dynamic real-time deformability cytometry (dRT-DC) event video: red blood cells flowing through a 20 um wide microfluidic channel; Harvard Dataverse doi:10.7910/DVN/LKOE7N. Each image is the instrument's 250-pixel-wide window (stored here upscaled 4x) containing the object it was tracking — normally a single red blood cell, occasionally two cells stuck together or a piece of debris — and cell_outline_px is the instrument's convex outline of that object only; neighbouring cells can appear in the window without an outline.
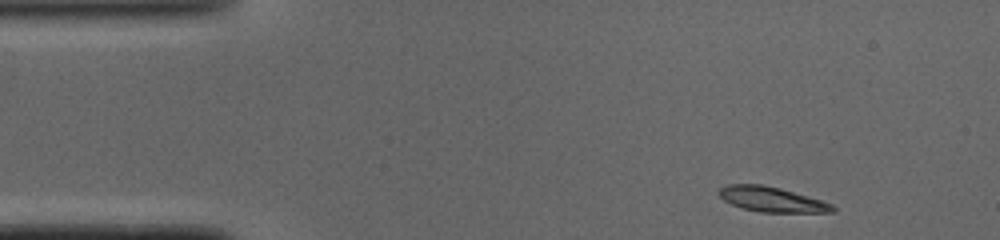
{"species": "common noctule bat (a hibernating species)", "species_latin": "Nyctalus noctula", "temperature_condition": "cold", "stored_images_in_passage": 44, "camera_frame_rate_fps": 3000, "um_per_image_px": 0.085, "animal": {"sex": "male", "body_mass_g": 19.0, "forearm_length_mm": 50.8}, "frame": {"image": 1, "passage_image": 1, "time_ms": 0.0, "image_size_px": [1000, 240], "cell_outline_px": [[836, 212], [760, 212], [740, 208], [724, 200], [716, 192], [720, 188], [728, 184], [764, 184], [780, 188], [808, 196], [832, 204], [836, 208]], "centroid_in_image_um": [65.57, 16.94], "position_along_channel_um": 19.4, "area_um2": 16.59}}
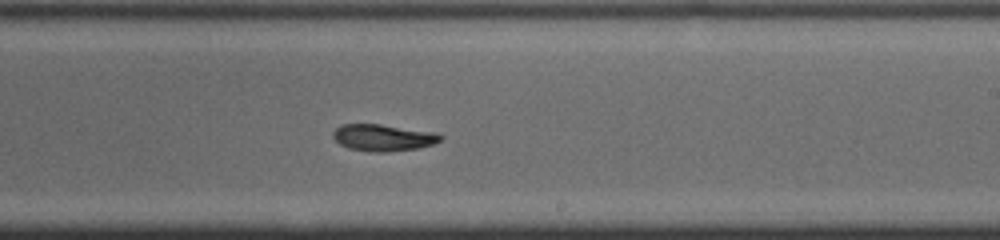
{"frame": {"image": 2, "passage_image": 24, "time_ms": 7.667, "image_size_px": [1000, 240], "cell_outline_px": [[444, 136], [440, 140], [432, 144], [420, 148], [384, 152], [372, 152], [348, 148], [340, 144], [332, 136], [332, 132], [336, 128], [344, 124], [380, 124], [436, 132]], "centroid_in_image_um": [32.57, 11.69], "position_along_channel_um": 256.4, "area_um2": 16.76}}
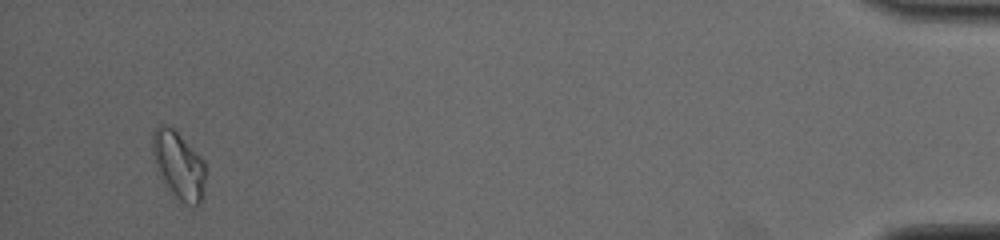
{"frame": {"image": 3, "passage_image": 42, "time_ms": 13.667, "image_size_px": [1000, 240], "cell_outline_px": [[208, 172], [200, 200], [196, 204], [184, 204], [168, 192], [160, 180], [152, 152], [152, 132], [156, 124], [160, 124], [172, 128], [204, 160], [208, 168]], "centroid_in_image_um": [15.17, 14.06], "position_along_channel_um": 420.0, "area_um2": 21.27}}